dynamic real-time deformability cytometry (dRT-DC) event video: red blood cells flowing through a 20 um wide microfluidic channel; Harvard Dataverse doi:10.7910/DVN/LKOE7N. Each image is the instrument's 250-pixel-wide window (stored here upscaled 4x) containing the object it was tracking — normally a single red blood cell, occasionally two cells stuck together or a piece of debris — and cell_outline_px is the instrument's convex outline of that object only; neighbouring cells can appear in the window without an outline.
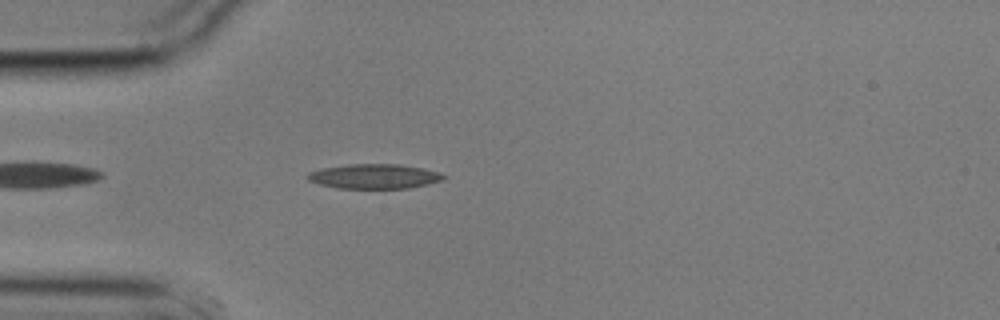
{"species": "common noctule bat (a hibernating species)", "species_latin": "Nyctalus noctula", "temperature_condition": "cold", "stored_images_in_passage": 4, "camera_frame_rate_fps": 3000, "um_per_image_px": 0.085, "animal": {"sex": "male", "body_mass_g": 17.9}, "frame": {"image": 1, "passage_image": 4, "time_ms": 1.0, "image_size_px": [1000, 320], "cell_outline_px": [[448, 176], [444, 180], [428, 184], [408, 188], [336, 188], [320, 184], [308, 180], [304, 176], [308, 172], [324, 168], [348, 164], [400, 164], [424, 168], [440, 172]], "centroid_in_image_um": [31.85, 14.98], "position_along_channel_um": 53.2, "area_um2": 19.71}}